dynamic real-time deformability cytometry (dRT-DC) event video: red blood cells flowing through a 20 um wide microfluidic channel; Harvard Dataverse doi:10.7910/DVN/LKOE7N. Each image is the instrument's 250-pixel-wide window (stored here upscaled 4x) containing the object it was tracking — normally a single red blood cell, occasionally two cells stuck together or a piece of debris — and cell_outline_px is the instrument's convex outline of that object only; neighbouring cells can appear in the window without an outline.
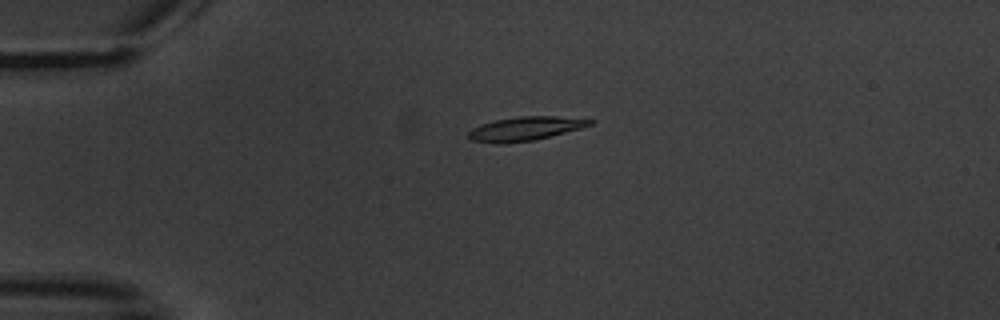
{"species": "common noctule bat (a hibernating species)", "species_latin": "Nyctalus noctula", "temperature_condition": "warm", "stored_images_in_passage": 5, "camera_frame_rate_fps": 3000, "um_per_image_px": 0.085, "animal": {"sex": "male", "body_mass_g": 20.1, "forearm_length_mm": 53.5}, "frame": {"image": 1, "passage_image": 4, "time_ms": 4.333, "image_size_px": [1000, 320], "cell_outline_px": [[596, 120], [592, 124], [580, 128], [536, 140], [504, 144], [496, 144], [468, 140], [468, 132], [472, 128], [496, 120], [520, 116], [556, 116]], "centroid_in_image_um": [44.61, 10.95], "position_along_channel_um": 40.4, "area_um2": 16.94}}